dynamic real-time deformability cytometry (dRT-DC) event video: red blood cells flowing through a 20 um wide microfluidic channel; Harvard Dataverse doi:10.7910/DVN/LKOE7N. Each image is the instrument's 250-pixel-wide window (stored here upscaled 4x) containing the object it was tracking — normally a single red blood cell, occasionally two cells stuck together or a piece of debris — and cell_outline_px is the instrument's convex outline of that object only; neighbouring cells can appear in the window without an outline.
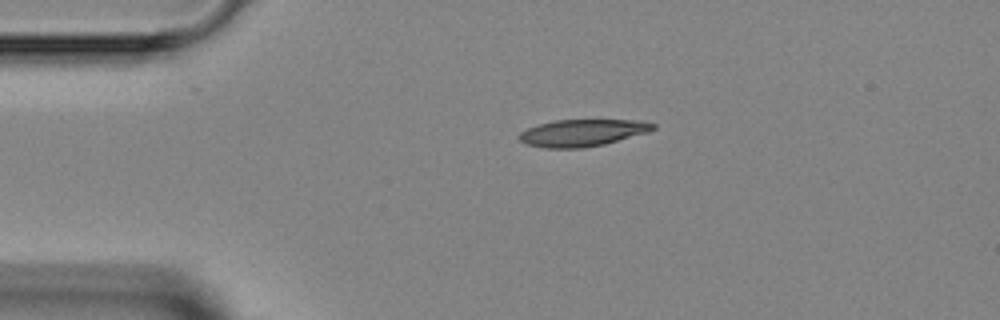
{"species": "Egyptian fruit bat (a non-hibernating species)", "species_latin": "Rousettus aegyptiacus", "temperature_condition": "room temperature", "stored_images_in_passage": 2, "camera_frame_rate_fps": 3000, "um_per_image_px": 0.085, "animal": {"sex": "female"}, "frame": {"image": 1, "passage_image": 1, "time_ms": 0.0, "image_size_px": [1000, 320], "cell_outline_px": [[656, 128], [648, 132], [604, 144], [584, 148], [544, 148], [528, 144], [520, 140], [516, 136], [520, 132], [528, 128], [540, 124], [556, 120], [644, 120], [656, 124]], "centroid_in_image_um": [49.52, 11.28], "position_along_channel_um": 35.5, "area_um2": 21.04}}